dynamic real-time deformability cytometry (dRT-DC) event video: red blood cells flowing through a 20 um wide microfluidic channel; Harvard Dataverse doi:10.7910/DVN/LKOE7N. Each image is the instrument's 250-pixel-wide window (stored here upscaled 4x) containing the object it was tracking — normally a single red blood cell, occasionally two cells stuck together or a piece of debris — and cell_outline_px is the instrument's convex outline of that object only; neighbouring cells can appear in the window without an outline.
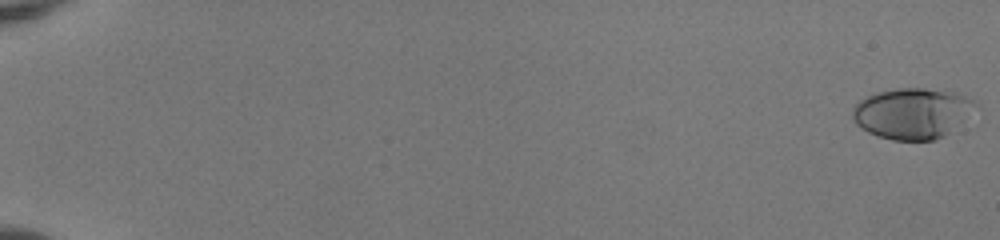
{"species": "human", "species_latin": "Homo sapiens", "temperature_condition": "room temperature", "stored_images_in_passage": 54, "camera_frame_rate_fps": 3000, "um_per_image_px": 0.085, "donor": {"sex": "female"}, "frame": {"image": 1, "passage_image": 1, "time_ms": 0.0, "image_size_px": [1000, 240], "cell_outline_px": [[980, 108], [944, 136], [936, 140], [892, 140], [876, 136], [868, 132], [856, 124], [852, 120], [852, 108], [860, 100], [876, 92], [896, 88], [952, 88], [976, 100]], "centroid_in_image_um": [77.63, 9.59], "position_along_channel_um": 7.4, "area_um2": 37.51}}
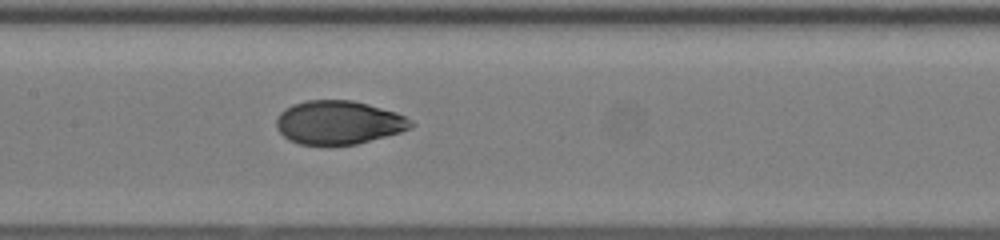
{"frame": {"image": 2, "passage_image": 30, "time_ms": 9.667, "image_size_px": [1000, 240], "cell_outline_px": [[416, 124], [412, 128], [400, 132], [356, 144], [300, 144], [288, 140], [276, 128], [276, 120], [280, 112], [284, 108], [292, 104], [308, 100], [352, 100], [368, 104], [396, 112], [412, 120]], "centroid_in_image_um": [28.78, 10.4], "position_along_channel_um": 178.6, "area_um2": 34.16}}
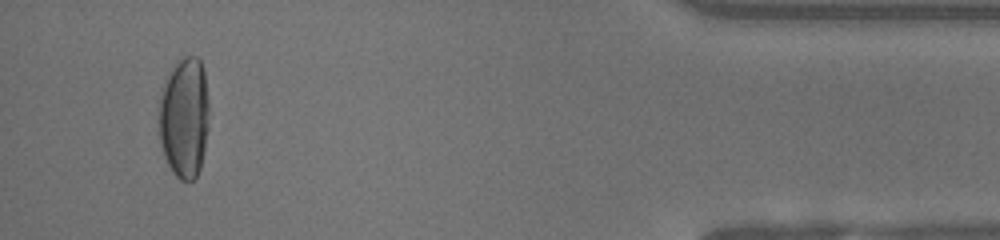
{"frame": {"image": 3, "passage_image": 52, "time_ms": 17.0, "image_size_px": [1000, 240], "cell_outline_px": [[208, 128], [204, 152], [200, 168], [196, 176], [192, 180], [180, 180], [172, 172], [164, 156], [160, 144], [160, 96], [164, 80], [168, 72], [176, 60], [180, 56], [196, 56], [200, 60], [204, 68], [208, 100]], "centroid_in_image_um": [15.67, 9.95], "position_along_channel_um": 419.5, "area_um2": 35.72}, "authors_computed_cell_mechanics": {"area_um2": 34.5355, "velocity_mm_per_s": 4.0179, "shape_relaxation_time_tau1_ms": 7.356, "shape_relaxation_time_tau2_ms": null, "deformation_change_tau1": 0.2805, "deformation_change_tau2": null}}